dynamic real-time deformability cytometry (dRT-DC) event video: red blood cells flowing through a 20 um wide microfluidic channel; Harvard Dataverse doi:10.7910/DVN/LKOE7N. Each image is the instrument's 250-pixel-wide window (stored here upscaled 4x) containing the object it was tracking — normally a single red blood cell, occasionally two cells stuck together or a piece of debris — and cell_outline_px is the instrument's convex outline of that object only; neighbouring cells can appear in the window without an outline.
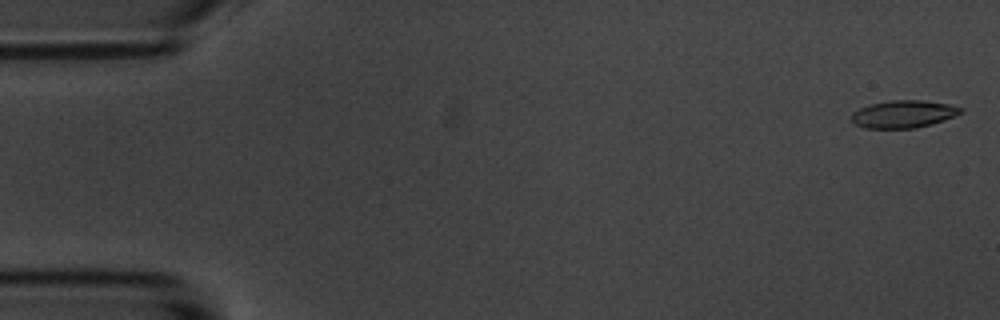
{"species": "common noctule bat (a hibernating species)", "species_latin": "Nyctalus noctula", "temperature_condition": "room temperature", "stored_images_in_passage": 21, "camera_frame_rate_fps": 3000, "um_per_image_px": 0.085, "animal": {"sex": "male", "body_mass_g": 20.1, "forearm_length_mm": 53.5}, "frame": {"image": 1, "passage_image": 1, "time_ms": 0.0, "image_size_px": [1000, 320], "cell_outline_px": [[964, 108], [956, 116], [932, 124], [916, 128], [864, 128], [856, 124], [852, 120], [852, 112], [860, 108], [872, 104], [892, 100], [920, 100], [948, 104]], "centroid_in_image_um": [76.81, 9.7], "position_along_channel_um": 8.2, "area_um2": 17.34}}
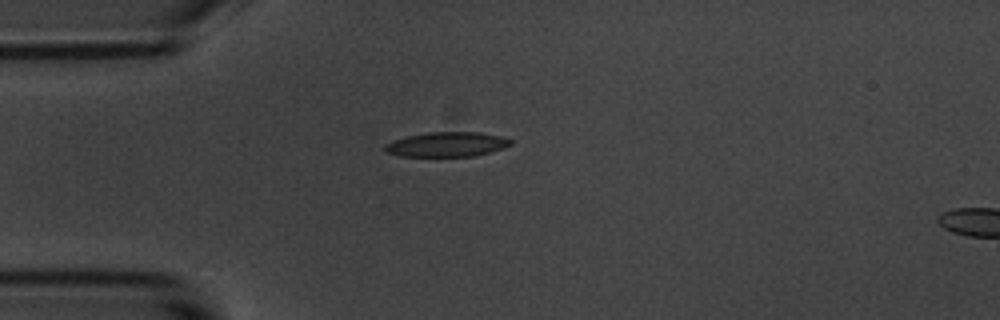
{"frame": {"image": 2, "passage_image": 14, "time_ms": 4.333, "image_size_px": [1000, 320], "cell_outline_px": [[512, 144], [476, 156], [400, 156], [384, 152], [384, 144], [392, 140], [408, 136], [428, 132], [480, 132], [500, 136], [512, 140]], "centroid_in_image_um": [37.93, 12.27], "position_along_channel_um": 47.1, "area_um2": 18.03}}